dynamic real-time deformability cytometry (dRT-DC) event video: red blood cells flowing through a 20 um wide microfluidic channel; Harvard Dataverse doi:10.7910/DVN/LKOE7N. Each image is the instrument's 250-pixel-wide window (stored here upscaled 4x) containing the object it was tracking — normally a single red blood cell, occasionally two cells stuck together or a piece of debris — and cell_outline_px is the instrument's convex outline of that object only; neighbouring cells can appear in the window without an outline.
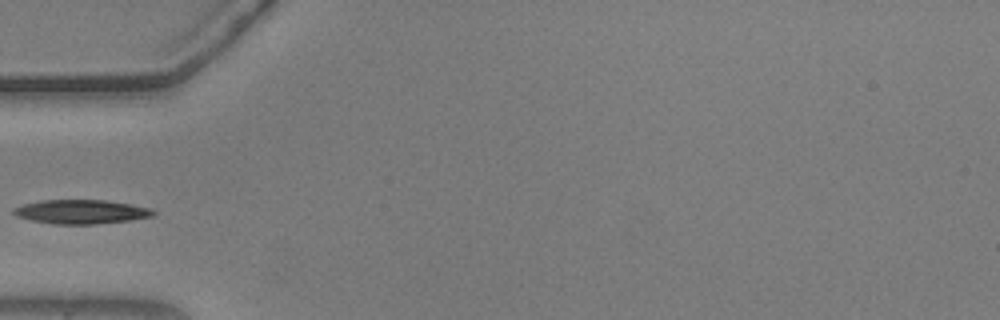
{"species": "common noctule bat (a hibernating species)", "species_latin": "Nyctalus noctula", "temperature_condition": "warm", "stored_images_in_passage": 3, "camera_frame_rate_fps": 3000, "um_per_image_px": 0.085, "animal": {"sex": "male", "body_mass_g": 20.5, "forearm_length_mm": 52.5}, "frame": {"image": 1, "passage_image": 1, "time_ms": 0.0, "image_size_px": [1000, 320], "cell_outline_px": [[156, 212], [152, 216], [132, 220], [96, 224], [56, 224], [32, 220], [16, 216], [12, 212], [12, 208], [24, 204], [40, 200], [108, 200], [152, 208]], "centroid_in_image_um": [6.91, 17.99], "position_along_channel_um": 78.1, "area_um2": 19.65}}